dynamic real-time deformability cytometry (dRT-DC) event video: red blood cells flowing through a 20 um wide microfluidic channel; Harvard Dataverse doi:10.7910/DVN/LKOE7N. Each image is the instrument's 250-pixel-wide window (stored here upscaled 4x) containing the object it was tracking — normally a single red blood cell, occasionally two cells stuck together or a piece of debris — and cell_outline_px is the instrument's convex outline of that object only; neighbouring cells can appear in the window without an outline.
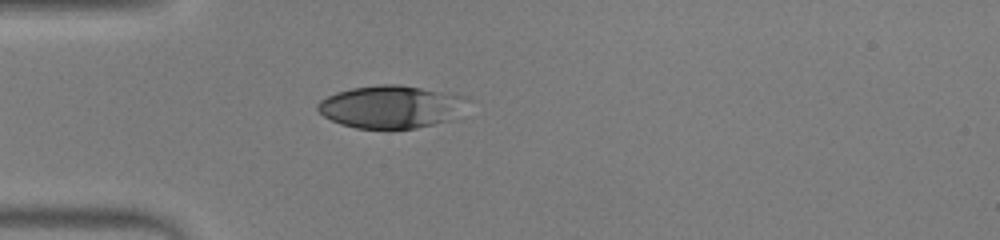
{"species": "human", "species_latin": "Homo sapiens", "temperature_condition": "warm", "stored_images_in_passage": 35, "camera_frame_rate_fps": 3000, "um_per_image_px": 0.085, "donor": {"sex": "male"}, "frame": {"image": 1, "passage_image": 1, "time_ms": 0.0, "image_size_px": [1000, 240], "cell_outline_px": [[472, 100], [448, 120], [416, 128], [356, 128], [340, 124], [324, 116], [316, 108], [316, 104], [320, 100], [336, 92], [352, 88], [380, 84], [400, 84], [468, 96]], "centroid_in_image_um": [33.23, 9.06], "position_along_channel_um": 51.8, "area_um2": 37.11}}
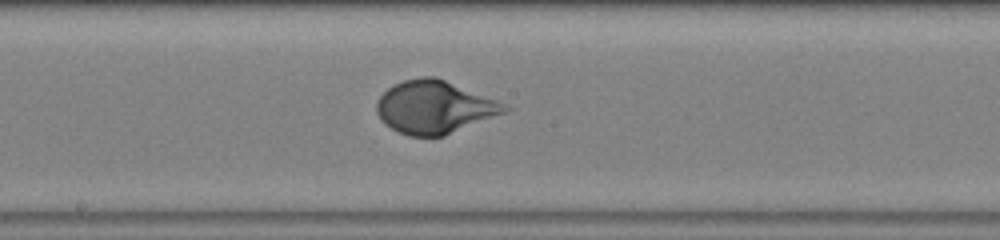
{"frame": {"image": 2, "passage_image": 13, "time_ms": 4.0, "image_size_px": [1000, 240], "cell_outline_px": [[512, 108], [504, 112], [444, 136], [408, 136], [384, 124], [380, 120], [376, 112], [376, 104], [380, 96], [388, 88], [404, 80], [420, 76], [436, 76], [496, 100]], "centroid_in_image_um": [36.88, 9.1], "position_along_channel_um": 211.3, "area_um2": 39.02}}
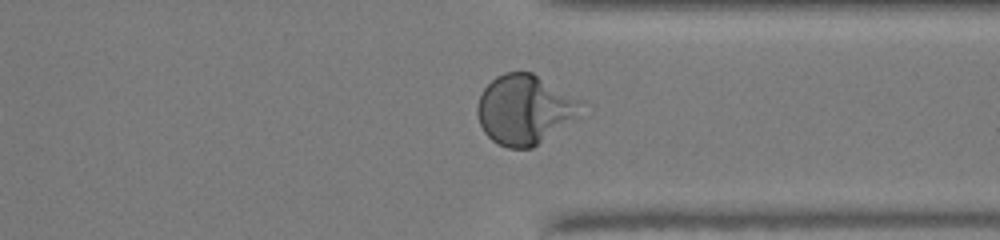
{"frame": {"image": 3, "passage_image": 24, "time_ms": 7.667, "image_size_px": [1000, 240], "cell_outline_px": [[584, 100], [576, 116], [532, 148], [508, 148], [492, 140], [484, 132], [480, 124], [476, 112], [476, 108], [480, 96], [484, 88], [496, 76], [504, 72], [532, 72]], "centroid_in_image_um": [44.56, 9.28], "position_along_channel_um": 366.8, "area_um2": 41.62}, "authors_computed_cell_mechanics": {"area_um2": 38.8416, "velocity_mm_per_s": 4.2526, "shape_relaxation_time_tau1_ms": 2.6286, "shape_relaxation_time_tau2_ms": null, "deformation_change_tau1": 0.2122, "deformation_change_tau2": null}}